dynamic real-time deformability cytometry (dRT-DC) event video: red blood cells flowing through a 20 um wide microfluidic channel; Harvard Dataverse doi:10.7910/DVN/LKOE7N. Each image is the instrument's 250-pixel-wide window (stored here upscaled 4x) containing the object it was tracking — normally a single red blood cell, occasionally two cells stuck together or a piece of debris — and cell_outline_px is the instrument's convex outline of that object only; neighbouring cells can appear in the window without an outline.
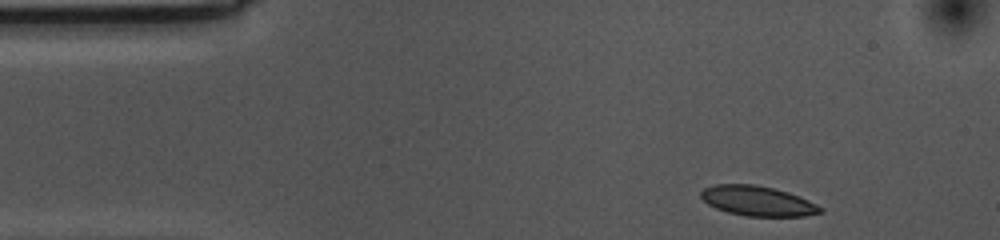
{"species": "common noctule bat (a hibernating species)", "species_latin": "Nyctalus noctula", "temperature_condition": "cold", "stored_images_in_passage": 39, "camera_frame_rate_fps": 3000, "um_per_image_px": 0.085, "animal": {"sex": "female", "body_mass_g": 10.0, "forearm_length_mm": 53.1}, "frame": {"image": 1, "passage_image": 1, "time_ms": 0.0, "image_size_px": [1000, 240], "cell_outline_px": [[824, 212], [804, 216], [744, 216], [728, 212], [716, 208], [708, 204], [700, 196], [700, 192], [704, 188], [716, 184], [752, 184], [772, 188], [788, 192], [800, 196], [824, 208]], "centroid_in_image_um": [64.41, 17.08], "position_along_channel_um": 20.6, "area_um2": 20.81}}
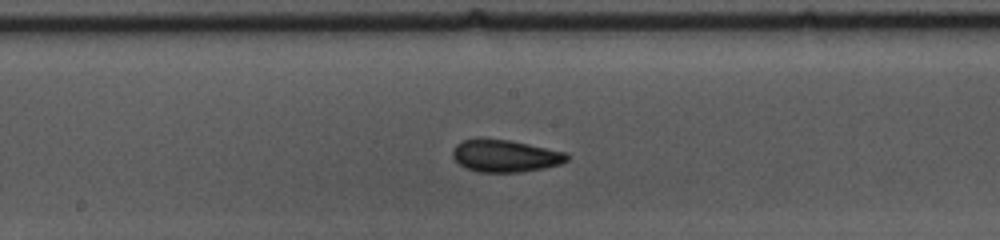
{"frame": {"image": 2, "passage_image": 22, "time_ms": 7.0, "image_size_px": [1000, 240], "cell_outline_px": [[568, 160], [560, 164], [544, 168], [520, 172], [480, 172], [464, 168], [452, 156], [452, 148], [456, 144], [464, 140], [512, 140], [568, 152]], "centroid_in_image_um": [42.97, 13.26], "position_along_channel_um": 205.2, "area_um2": 21.39}}
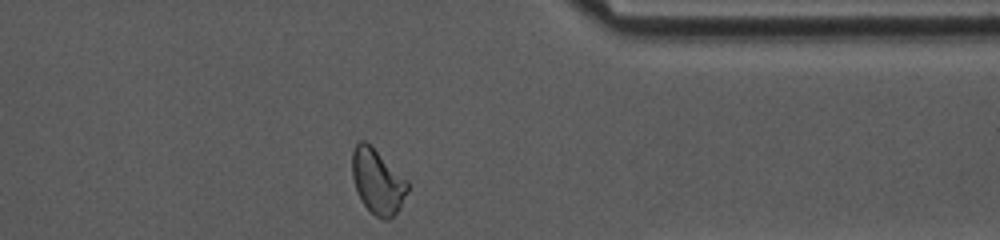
{"frame": {"image": 3, "passage_image": 38, "time_ms": 12.333, "image_size_px": [1000, 240], "cell_outline_px": [[408, 192], [400, 208], [388, 220], [384, 220], [376, 216], [360, 200], [356, 192], [352, 176], [352, 152], [356, 144], [360, 140], [364, 140], [408, 180]], "centroid_in_image_um": [32.09, 15.44], "position_along_channel_um": 379.3, "area_um2": 20.81}, "authors_computed_cell_mechanics": {"area_um2": 21.1548, "velocity_mm_per_s": 3.5191, "shape_relaxation_time_tau1_ms": 5.944, "shape_relaxation_time_tau2_ms": 2.6086, "deformation_change_tau1": 0.1206, "deformation_change_tau2": 0.0715}}